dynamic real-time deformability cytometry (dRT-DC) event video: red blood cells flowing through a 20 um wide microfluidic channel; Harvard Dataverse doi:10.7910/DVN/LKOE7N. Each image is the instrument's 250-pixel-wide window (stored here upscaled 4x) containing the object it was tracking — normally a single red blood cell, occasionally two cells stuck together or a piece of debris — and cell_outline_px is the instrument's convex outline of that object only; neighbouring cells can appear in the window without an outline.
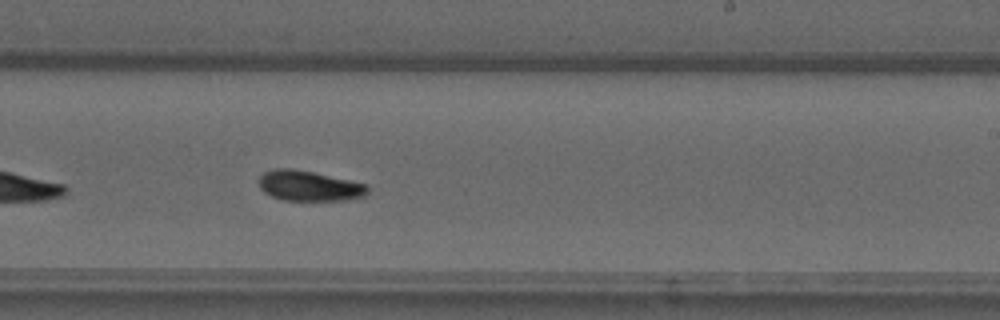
{"species": "common noctule bat (a hibernating species)", "species_latin": "Nyctalus noctula", "temperature_condition": "warm", "stored_images_in_passage": 32, "camera_frame_rate_fps": 3000, "um_per_image_px": 0.085, "animal": {"sex": "male", "forearm_length_mm": 52.5}, "frame": {"image": 1, "passage_image": 18, "time_ms": 5.667, "image_size_px": [1000, 320], "cell_outline_px": [[368, 192], [364, 196], [348, 200], [280, 200], [264, 192], [260, 188], [260, 176], [264, 172], [276, 168], [292, 168], [312, 172], [348, 180], [364, 184], [368, 188]], "centroid_in_image_um": [26.24, 15.8], "position_along_channel_um": 262.8, "area_um2": 18.96}}
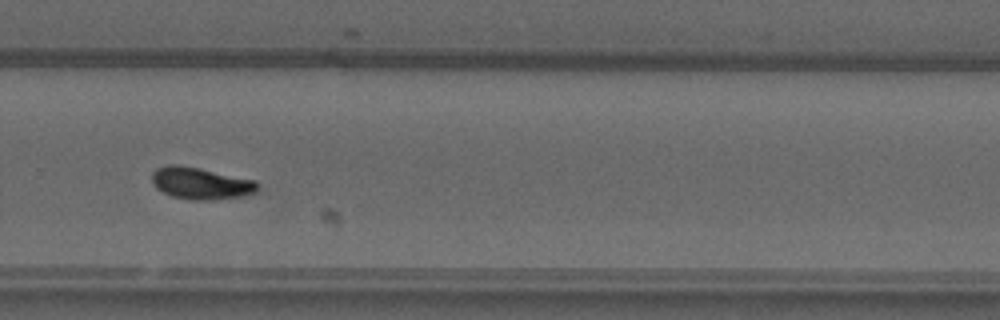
{"frame": {"image": 2, "passage_image": 22, "time_ms": 7.0, "image_size_px": [1000, 320], "cell_outline_px": [[260, 184], [256, 192], [240, 196], [216, 200], [188, 200], [172, 196], [156, 188], [152, 184], [152, 172], [156, 168], [168, 164], [176, 164], [200, 168], [256, 180]], "centroid_in_image_um": [17.06, 15.58], "position_along_channel_um": 312.7, "area_um2": 19.88}}